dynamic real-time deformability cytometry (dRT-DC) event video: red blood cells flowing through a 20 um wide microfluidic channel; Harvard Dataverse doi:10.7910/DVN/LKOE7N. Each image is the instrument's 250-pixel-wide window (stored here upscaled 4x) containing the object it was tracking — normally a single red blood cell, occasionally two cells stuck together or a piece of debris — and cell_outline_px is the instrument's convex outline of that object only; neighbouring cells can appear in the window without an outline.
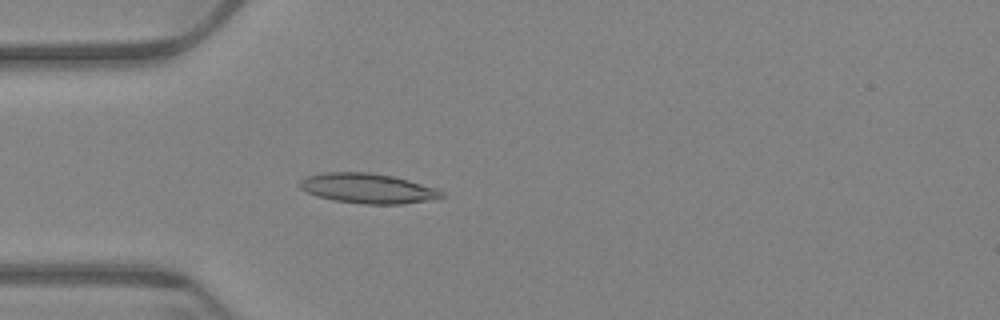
{"species": "Egyptian fruit bat (a non-hibernating species)", "species_latin": "Rousettus aegyptiacus", "temperature_condition": "warm", "stored_images_in_passage": 59, "camera_frame_rate_fps": 3000, "um_per_image_px": 0.085, "animal": {"sex": "female"}, "frame": {"image": 1, "passage_image": 17, "time_ms": 5.333, "image_size_px": [1000, 320], "cell_outline_px": [[444, 196], [440, 200], [400, 204], [364, 204], [336, 200], [316, 196], [300, 188], [296, 184], [300, 180], [308, 176], [324, 172], [368, 172], [392, 176], [408, 180], [436, 188], [444, 192]], "centroid_in_image_um": [31.3, 16.02], "position_along_channel_um": 53.7, "area_um2": 24.91}}
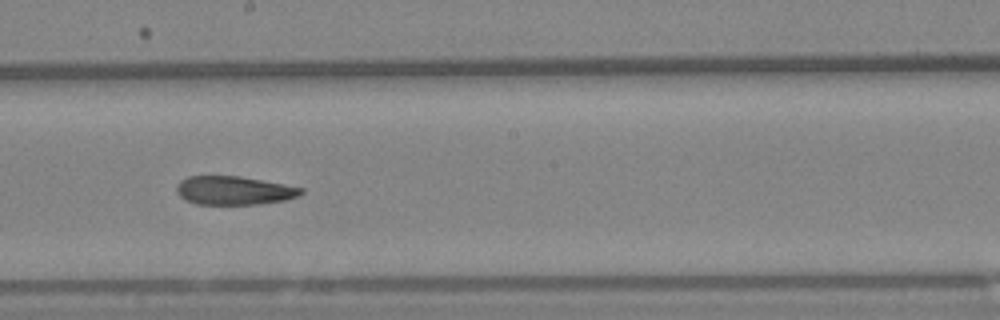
{"frame": {"image": 2, "passage_image": 33, "time_ms": 10.667, "image_size_px": [1000, 320], "cell_outline_px": [[304, 192], [300, 196], [284, 200], [260, 204], [196, 204], [180, 196], [176, 192], [176, 184], [180, 180], [188, 176], [240, 176], [284, 184], [304, 188]], "centroid_in_image_um": [19.9, 16.18], "position_along_channel_um": 228.3, "area_um2": 20.81}}
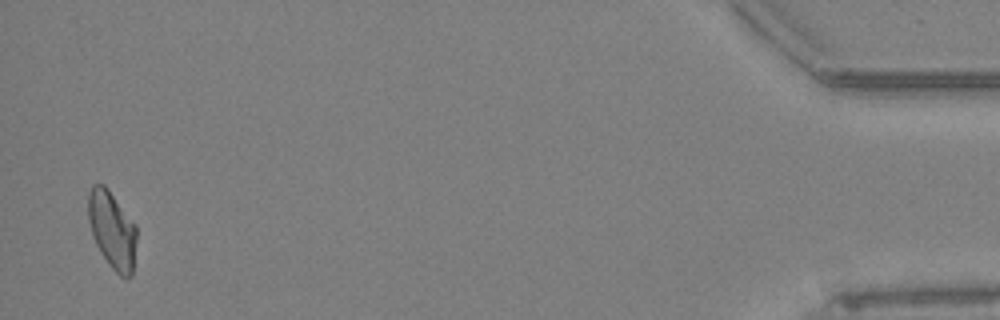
{"frame": {"image": 3, "passage_image": 58, "time_ms": 19.0, "image_size_px": [1000, 320], "cell_outline_px": [[136, 240], [132, 276], [120, 276], [108, 264], [100, 252], [92, 236], [88, 220], [88, 192], [92, 184], [104, 184], [108, 188], [136, 224]], "centroid_in_image_um": [9.52, 19.51], "position_along_channel_um": 425.7, "area_um2": 21.96}, "authors_computed_cell_mechanics": {"area_um2": 22.1374, "velocity_mm_per_s": 3.4185, "shape_relaxation_time_tau1_ms": null, "shape_relaxation_time_tau2_ms": 6.3061, "deformation_change_tau1": null, "deformation_change_tau2": 0.141}}